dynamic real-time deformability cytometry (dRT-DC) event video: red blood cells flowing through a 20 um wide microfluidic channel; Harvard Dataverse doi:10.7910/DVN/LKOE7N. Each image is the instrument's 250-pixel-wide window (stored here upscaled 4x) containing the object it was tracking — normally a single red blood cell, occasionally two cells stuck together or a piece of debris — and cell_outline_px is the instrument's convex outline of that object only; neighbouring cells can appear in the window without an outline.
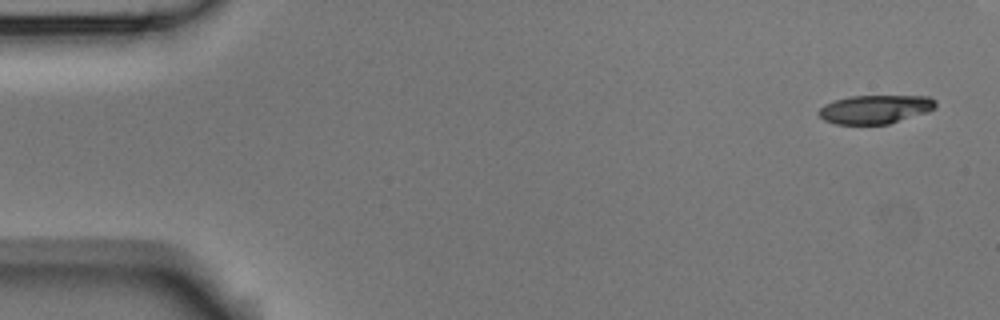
{"species": "Egyptian fruit bat (a non-hibernating species)", "species_latin": "Rousettus aegyptiacus", "temperature_condition": "room temperature", "stored_images_in_passage": 7, "segment_of_instrument_passage": [1, 2], "camera_frame_rate_fps": 3000, "um_per_image_px": 0.085, "animal": {"sex": "male"}, "frame": {"image": 1, "passage_image": 1, "time_ms": 0.0, "image_size_px": [1000, 320], "cell_outline_px": [[936, 108], [928, 112], [888, 124], [836, 124], [824, 120], [816, 112], [824, 104], [848, 96], [928, 96], [936, 100]], "centroid_in_image_um": [74.4, 9.29], "position_along_channel_um": 10.6, "area_um2": 19.59}}
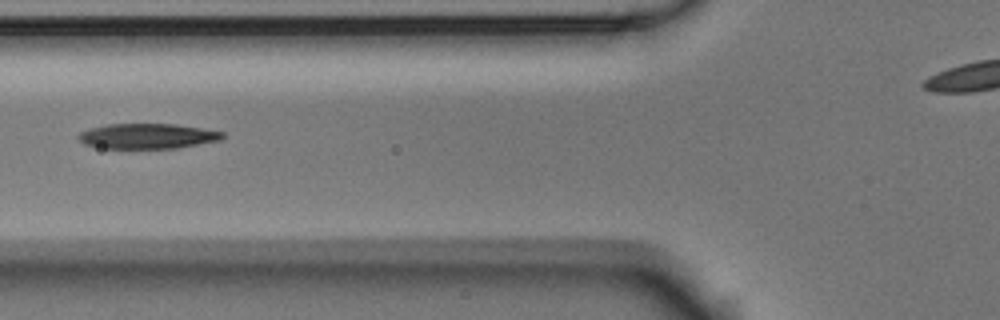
{"frame": {"image": 2, "passage_image": 6, "time_ms": 1.667, "image_size_px": [1000, 320], "cell_outline_px": [[224, 136], [220, 140], [180, 148], [100, 148], [84, 144], [76, 136], [80, 132], [92, 128], [108, 124], [176, 124], [224, 132]], "centroid_in_image_um": [12.53, 11.57], "position_along_channel_um": 113.3, "area_um2": 21.1}}